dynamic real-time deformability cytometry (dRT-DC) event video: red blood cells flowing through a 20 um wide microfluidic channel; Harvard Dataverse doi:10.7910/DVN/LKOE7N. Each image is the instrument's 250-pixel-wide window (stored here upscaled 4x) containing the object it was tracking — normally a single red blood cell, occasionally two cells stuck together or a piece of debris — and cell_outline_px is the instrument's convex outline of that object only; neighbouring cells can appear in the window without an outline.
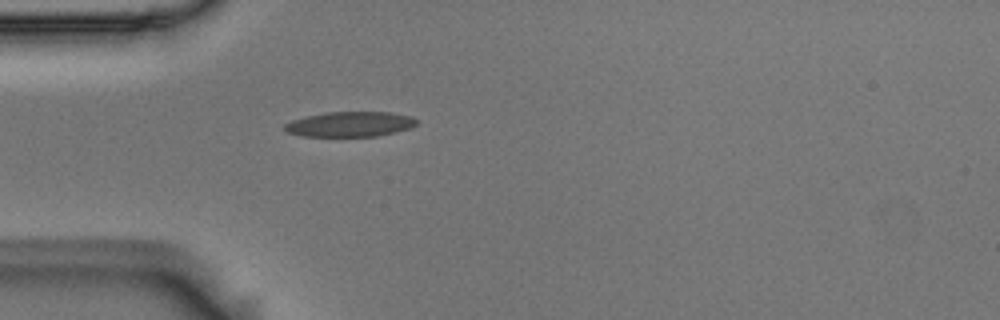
{"species": "Egyptian fruit bat (a non-hibernating species)", "species_latin": "Rousettus aegyptiacus", "temperature_condition": "room temperature", "stored_images_in_passage": 1, "camera_frame_rate_fps": 3000, "um_per_image_px": 0.085, "animal": {"sex": "male"}, "frame": {"image": 1, "passage_image": 1, "time_ms": 0.0, "image_size_px": [1000, 320], "cell_outline_px": [[420, 120], [412, 128], [396, 132], [376, 136], [300, 136], [288, 132], [284, 128], [284, 124], [292, 120], [308, 116], [328, 112], [388, 112], [412, 116]], "centroid_in_image_um": [29.81, 10.55], "position_along_channel_um": 55.2, "area_um2": 19.31}}